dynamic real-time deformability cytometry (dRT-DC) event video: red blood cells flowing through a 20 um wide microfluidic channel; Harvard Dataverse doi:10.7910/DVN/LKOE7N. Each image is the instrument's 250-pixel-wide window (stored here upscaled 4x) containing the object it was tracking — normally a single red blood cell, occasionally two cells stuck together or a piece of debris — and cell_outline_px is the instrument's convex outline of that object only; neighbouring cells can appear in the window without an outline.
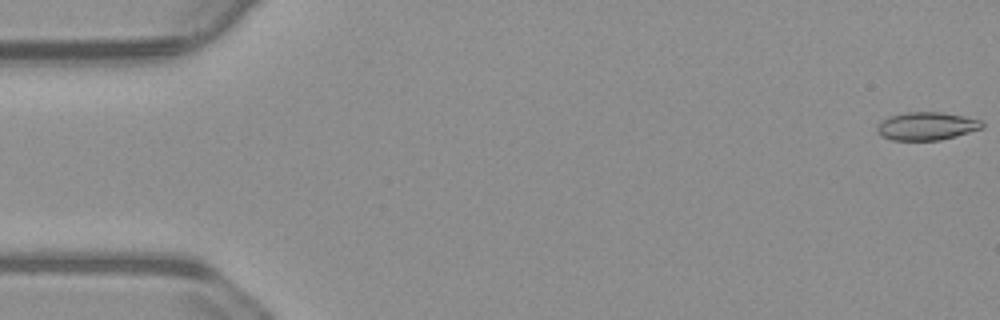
{"species": "common noctule bat (a hibernating species)", "species_latin": "Nyctalus noctula", "temperature_condition": "warm", "stored_images_in_passage": 56, "camera_frame_rate_fps": 3000, "um_per_image_px": 0.085, "animal": {"sex": "male", "body_mass_g": 23.1, "forearm_length_mm": 52.7}, "frame": {"image": 1, "passage_image": 1, "time_ms": 0.0, "image_size_px": [1000, 320], "cell_outline_px": [[984, 128], [956, 136], [940, 140], [892, 140], [880, 136], [876, 132], [876, 128], [880, 120], [888, 116], [908, 112], [940, 112], [964, 116], [980, 120], [984, 124]], "centroid_in_image_um": [78.73, 10.72], "position_along_channel_um": 6.3, "area_um2": 17.34}}
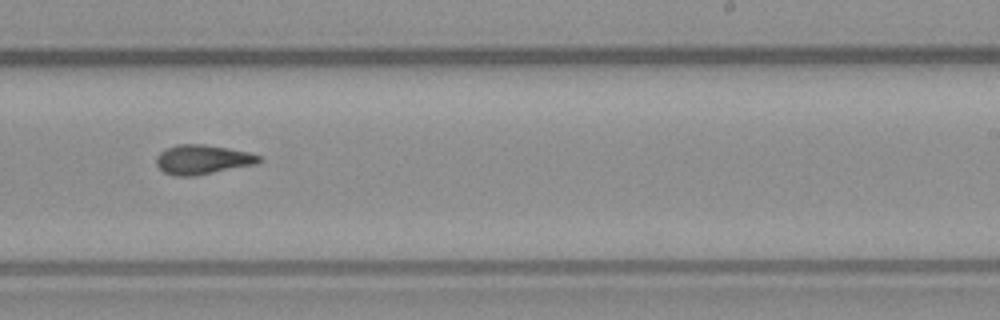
{"frame": {"image": 2, "passage_image": 34, "time_ms": 11.0, "image_size_px": [1000, 320], "cell_outline_px": [[264, 160], [256, 164], [196, 176], [172, 176], [164, 172], [156, 164], [156, 156], [160, 152], [176, 144], [204, 144], [228, 148], [248, 152], [260, 156]], "centroid_in_image_um": [17.22, 13.57], "position_along_channel_um": 271.8, "area_um2": 17.74}}
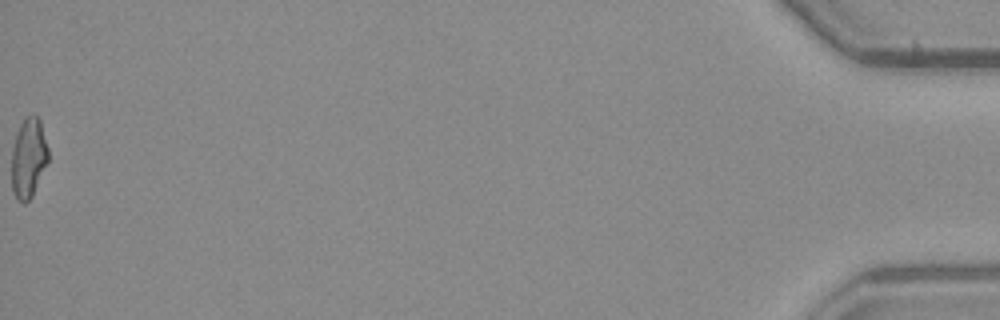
{"frame": {"image": 3, "passage_image": 56, "time_ms": 18.333, "image_size_px": [1000, 320], "cell_outline_px": [[48, 160], [32, 196], [24, 204], [16, 200], [12, 188], [12, 148], [16, 132], [24, 116], [32, 112], [40, 120], [48, 148]], "centroid_in_image_um": [2.41, 13.38], "position_along_channel_um": 432.8, "area_um2": 17.17}, "authors_computed_cell_mechanics": {"area_um2": 17.3978, "velocity_mm_per_s": 3.7391, "shape_relaxation_time_tau1_ms": null, "shape_relaxation_time_tau2_ms": 3.8426, "deformation_change_tau1": null, "deformation_change_tau2": 0.1229}}